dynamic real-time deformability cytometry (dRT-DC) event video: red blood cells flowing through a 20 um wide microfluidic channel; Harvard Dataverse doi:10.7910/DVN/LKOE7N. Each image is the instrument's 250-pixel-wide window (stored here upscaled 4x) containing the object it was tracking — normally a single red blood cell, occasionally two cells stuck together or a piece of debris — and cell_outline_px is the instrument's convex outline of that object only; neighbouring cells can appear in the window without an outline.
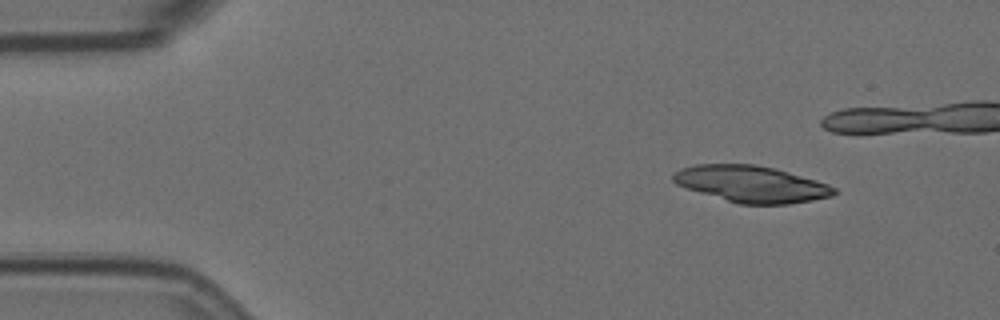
{"species": "Egyptian fruit bat (a non-hibernating species)", "species_latin": "Rousettus aegyptiacus", "temperature_condition": "room temperature", "stored_images_in_passage": 4, "camera_frame_rate_fps": 3000, "um_per_image_px": 0.085, "animal": {"sex": "female"}, "frame": {"image": 1, "passage_image": 1, "time_ms": 0.0, "image_size_px": [1000, 320], "cell_outline_px": [[836, 192], [832, 196], [812, 200], [788, 204], [740, 204], [700, 192], [676, 184], [672, 180], [672, 176], [680, 168], [696, 164], [756, 164], [776, 168], [816, 180], [828, 184], [836, 188]], "centroid_in_image_um": [63.88, 15.63], "position_along_channel_um": 21.1, "area_um2": 34.04}}